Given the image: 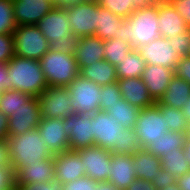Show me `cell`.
I'll list each match as a JSON object with an SVG mask.
<instances>
[{"label":"cell","instance_id":"cell-33","mask_svg":"<svg viewBox=\"0 0 190 190\" xmlns=\"http://www.w3.org/2000/svg\"><path fill=\"white\" fill-rule=\"evenodd\" d=\"M32 97L21 91L6 89L0 94V111L9 118L16 109L27 103Z\"/></svg>","mask_w":190,"mask_h":190},{"label":"cell","instance_id":"cell-42","mask_svg":"<svg viewBox=\"0 0 190 190\" xmlns=\"http://www.w3.org/2000/svg\"><path fill=\"white\" fill-rule=\"evenodd\" d=\"M98 181L84 176L69 183L62 184V190H96Z\"/></svg>","mask_w":190,"mask_h":190},{"label":"cell","instance_id":"cell-3","mask_svg":"<svg viewBox=\"0 0 190 190\" xmlns=\"http://www.w3.org/2000/svg\"><path fill=\"white\" fill-rule=\"evenodd\" d=\"M6 67L12 90L38 97L48 86L39 60L14 55Z\"/></svg>","mask_w":190,"mask_h":190},{"label":"cell","instance_id":"cell-10","mask_svg":"<svg viewBox=\"0 0 190 190\" xmlns=\"http://www.w3.org/2000/svg\"><path fill=\"white\" fill-rule=\"evenodd\" d=\"M71 31L79 38L94 36L97 31V0H88L66 7Z\"/></svg>","mask_w":190,"mask_h":190},{"label":"cell","instance_id":"cell-8","mask_svg":"<svg viewBox=\"0 0 190 190\" xmlns=\"http://www.w3.org/2000/svg\"><path fill=\"white\" fill-rule=\"evenodd\" d=\"M72 101L68 87L47 86L38 96L41 119L73 116Z\"/></svg>","mask_w":190,"mask_h":190},{"label":"cell","instance_id":"cell-34","mask_svg":"<svg viewBox=\"0 0 190 190\" xmlns=\"http://www.w3.org/2000/svg\"><path fill=\"white\" fill-rule=\"evenodd\" d=\"M155 105L163 114V118L166 121V129L187 134L190 125L183 116L182 110L167 105H160L158 102Z\"/></svg>","mask_w":190,"mask_h":190},{"label":"cell","instance_id":"cell-21","mask_svg":"<svg viewBox=\"0 0 190 190\" xmlns=\"http://www.w3.org/2000/svg\"><path fill=\"white\" fill-rule=\"evenodd\" d=\"M55 178L54 157L40 159L36 164L20 168L15 173V185L26 183H45Z\"/></svg>","mask_w":190,"mask_h":190},{"label":"cell","instance_id":"cell-13","mask_svg":"<svg viewBox=\"0 0 190 190\" xmlns=\"http://www.w3.org/2000/svg\"><path fill=\"white\" fill-rule=\"evenodd\" d=\"M137 51L146 64L171 68L173 70L180 60V56L174 51V47L171 46L168 38L161 36L148 44L139 46Z\"/></svg>","mask_w":190,"mask_h":190},{"label":"cell","instance_id":"cell-60","mask_svg":"<svg viewBox=\"0 0 190 190\" xmlns=\"http://www.w3.org/2000/svg\"><path fill=\"white\" fill-rule=\"evenodd\" d=\"M186 140L190 141V127H189V129L187 131V134H186Z\"/></svg>","mask_w":190,"mask_h":190},{"label":"cell","instance_id":"cell-43","mask_svg":"<svg viewBox=\"0 0 190 190\" xmlns=\"http://www.w3.org/2000/svg\"><path fill=\"white\" fill-rule=\"evenodd\" d=\"M62 182L57 179H51L45 183H26L23 185H16L17 190H62Z\"/></svg>","mask_w":190,"mask_h":190},{"label":"cell","instance_id":"cell-58","mask_svg":"<svg viewBox=\"0 0 190 190\" xmlns=\"http://www.w3.org/2000/svg\"><path fill=\"white\" fill-rule=\"evenodd\" d=\"M160 190H180V188H179V185L176 182V183H174V184H172V185H170V186H168L166 188H162Z\"/></svg>","mask_w":190,"mask_h":190},{"label":"cell","instance_id":"cell-4","mask_svg":"<svg viewBox=\"0 0 190 190\" xmlns=\"http://www.w3.org/2000/svg\"><path fill=\"white\" fill-rule=\"evenodd\" d=\"M9 147L10 166L16 173L20 168L36 164L43 158L53 155L47 149L44 139L37 128L21 135L10 136L7 139Z\"/></svg>","mask_w":190,"mask_h":190},{"label":"cell","instance_id":"cell-22","mask_svg":"<svg viewBox=\"0 0 190 190\" xmlns=\"http://www.w3.org/2000/svg\"><path fill=\"white\" fill-rule=\"evenodd\" d=\"M110 166L111 173L107 181L117 189L125 190L136 179L132 155L112 153Z\"/></svg>","mask_w":190,"mask_h":190},{"label":"cell","instance_id":"cell-35","mask_svg":"<svg viewBox=\"0 0 190 190\" xmlns=\"http://www.w3.org/2000/svg\"><path fill=\"white\" fill-rule=\"evenodd\" d=\"M104 60L108 61L113 66H117L120 61L127 57V54L132 50V46L125 43L124 40L113 38L104 40Z\"/></svg>","mask_w":190,"mask_h":190},{"label":"cell","instance_id":"cell-53","mask_svg":"<svg viewBox=\"0 0 190 190\" xmlns=\"http://www.w3.org/2000/svg\"><path fill=\"white\" fill-rule=\"evenodd\" d=\"M131 2L133 3L135 10L154 5V3L151 0H131Z\"/></svg>","mask_w":190,"mask_h":190},{"label":"cell","instance_id":"cell-26","mask_svg":"<svg viewBox=\"0 0 190 190\" xmlns=\"http://www.w3.org/2000/svg\"><path fill=\"white\" fill-rule=\"evenodd\" d=\"M97 14V31L94 36H97L102 40L119 38L120 27L122 26L124 19L110 12L108 9L101 7L98 1Z\"/></svg>","mask_w":190,"mask_h":190},{"label":"cell","instance_id":"cell-39","mask_svg":"<svg viewBox=\"0 0 190 190\" xmlns=\"http://www.w3.org/2000/svg\"><path fill=\"white\" fill-rule=\"evenodd\" d=\"M122 99L118 82L101 86L100 111H106Z\"/></svg>","mask_w":190,"mask_h":190},{"label":"cell","instance_id":"cell-38","mask_svg":"<svg viewBox=\"0 0 190 190\" xmlns=\"http://www.w3.org/2000/svg\"><path fill=\"white\" fill-rule=\"evenodd\" d=\"M99 5L108 9L115 15L127 19L134 11L135 7L131 0H97Z\"/></svg>","mask_w":190,"mask_h":190},{"label":"cell","instance_id":"cell-12","mask_svg":"<svg viewBox=\"0 0 190 190\" xmlns=\"http://www.w3.org/2000/svg\"><path fill=\"white\" fill-rule=\"evenodd\" d=\"M77 151L85 164L87 177L98 182L108 180L111 173V150L94 145Z\"/></svg>","mask_w":190,"mask_h":190},{"label":"cell","instance_id":"cell-28","mask_svg":"<svg viewBox=\"0 0 190 190\" xmlns=\"http://www.w3.org/2000/svg\"><path fill=\"white\" fill-rule=\"evenodd\" d=\"M79 75L93 81L99 86L117 82L116 66H113L106 60L98 61L96 64L88 67L79 68Z\"/></svg>","mask_w":190,"mask_h":190},{"label":"cell","instance_id":"cell-56","mask_svg":"<svg viewBox=\"0 0 190 190\" xmlns=\"http://www.w3.org/2000/svg\"><path fill=\"white\" fill-rule=\"evenodd\" d=\"M181 110L183 112V116L185 117V119L190 125V98L188 102H186V105H184Z\"/></svg>","mask_w":190,"mask_h":190},{"label":"cell","instance_id":"cell-17","mask_svg":"<svg viewBox=\"0 0 190 190\" xmlns=\"http://www.w3.org/2000/svg\"><path fill=\"white\" fill-rule=\"evenodd\" d=\"M54 7L48 0H13L16 25H36Z\"/></svg>","mask_w":190,"mask_h":190},{"label":"cell","instance_id":"cell-23","mask_svg":"<svg viewBox=\"0 0 190 190\" xmlns=\"http://www.w3.org/2000/svg\"><path fill=\"white\" fill-rule=\"evenodd\" d=\"M104 40L97 36L79 38L74 54L79 68L88 67L104 60Z\"/></svg>","mask_w":190,"mask_h":190},{"label":"cell","instance_id":"cell-50","mask_svg":"<svg viewBox=\"0 0 190 190\" xmlns=\"http://www.w3.org/2000/svg\"><path fill=\"white\" fill-rule=\"evenodd\" d=\"M10 165L9 147L7 140L0 141V166Z\"/></svg>","mask_w":190,"mask_h":190},{"label":"cell","instance_id":"cell-5","mask_svg":"<svg viewBox=\"0 0 190 190\" xmlns=\"http://www.w3.org/2000/svg\"><path fill=\"white\" fill-rule=\"evenodd\" d=\"M39 61L48 86L68 87L79 75V66L73 54L49 49Z\"/></svg>","mask_w":190,"mask_h":190},{"label":"cell","instance_id":"cell-20","mask_svg":"<svg viewBox=\"0 0 190 190\" xmlns=\"http://www.w3.org/2000/svg\"><path fill=\"white\" fill-rule=\"evenodd\" d=\"M122 98L138 109H144L155 105L144 81L139 78H125L117 81Z\"/></svg>","mask_w":190,"mask_h":190},{"label":"cell","instance_id":"cell-1","mask_svg":"<svg viewBox=\"0 0 190 190\" xmlns=\"http://www.w3.org/2000/svg\"><path fill=\"white\" fill-rule=\"evenodd\" d=\"M69 22L66 7L55 6L36 26L48 40L51 50L74 55L79 37L72 33Z\"/></svg>","mask_w":190,"mask_h":190},{"label":"cell","instance_id":"cell-16","mask_svg":"<svg viewBox=\"0 0 190 190\" xmlns=\"http://www.w3.org/2000/svg\"><path fill=\"white\" fill-rule=\"evenodd\" d=\"M37 129L53 156L69 150V136L64 129V119L43 118Z\"/></svg>","mask_w":190,"mask_h":190},{"label":"cell","instance_id":"cell-45","mask_svg":"<svg viewBox=\"0 0 190 190\" xmlns=\"http://www.w3.org/2000/svg\"><path fill=\"white\" fill-rule=\"evenodd\" d=\"M174 75L190 84V56L180 58L175 66Z\"/></svg>","mask_w":190,"mask_h":190},{"label":"cell","instance_id":"cell-59","mask_svg":"<svg viewBox=\"0 0 190 190\" xmlns=\"http://www.w3.org/2000/svg\"><path fill=\"white\" fill-rule=\"evenodd\" d=\"M155 5L170 4L172 0H151Z\"/></svg>","mask_w":190,"mask_h":190},{"label":"cell","instance_id":"cell-27","mask_svg":"<svg viewBox=\"0 0 190 190\" xmlns=\"http://www.w3.org/2000/svg\"><path fill=\"white\" fill-rule=\"evenodd\" d=\"M190 98V84L184 79L174 76L165 94L159 99L160 105H167L181 110Z\"/></svg>","mask_w":190,"mask_h":190},{"label":"cell","instance_id":"cell-18","mask_svg":"<svg viewBox=\"0 0 190 190\" xmlns=\"http://www.w3.org/2000/svg\"><path fill=\"white\" fill-rule=\"evenodd\" d=\"M55 162V179L69 183L86 176V167L77 150H66L53 156Z\"/></svg>","mask_w":190,"mask_h":190},{"label":"cell","instance_id":"cell-25","mask_svg":"<svg viewBox=\"0 0 190 190\" xmlns=\"http://www.w3.org/2000/svg\"><path fill=\"white\" fill-rule=\"evenodd\" d=\"M136 178L153 181L162 167L160 158L148 151L141 149L132 155Z\"/></svg>","mask_w":190,"mask_h":190},{"label":"cell","instance_id":"cell-40","mask_svg":"<svg viewBox=\"0 0 190 190\" xmlns=\"http://www.w3.org/2000/svg\"><path fill=\"white\" fill-rule=\"evenodd\" d=\"M174 51L181 57L190 56V28L181 34H177L173 38H168Z\"/></svg>","mask_w":190,"mask_h":190},{"label":"cell","instance_id":"cell-6","mask_svg":"<svg viewBox=\"0 0 190 190\" xmlns=\"http://www.w3.org/2000/svg\"><path fill=\"white\" fill-rule=\"evenodd\" d=\"M14 54L40 60L50 49L49 42L36 25H18L13 31Z\"/></svg>","mask_w":190,"mask_h":190},{"label":"cell","instance_id":"cell-14","mask_svg":"<svg viewBox=\"0 0 190 190\" xmlns=\"http://www.w3.org/2000/svg\"><path fill=\"white\" fill-rule=\"evenodd\" d=\"M64 129L69 136V150H78L94 146L91 115L74 113L64 119Z\"/></svg>","mask_w":190,"mask_h":190},{"label":"cell","instance_id":"cell-24","mask_svg":"<svg viewBox=\"0 0 190 190\" xmlns=\"http://www.w3.org/2000/svg\"><path fill=\"white\" fill-rule=\"evenodd\" d=\"M158 21L160 36L164 38H173L189 29L171 3L158 4Z\"/></svg>","mask_w":190,"mask_h":190},{"label":"cell","instance_id":"cell-52","mask_svg":"<svg viewBox=\"0 0 190 190\" xmlns=\"http://www.w3.org/2000/svg\"><path fill=\"white\" fill-rule=\"evenodd\" d=\"M180 190H190V171L177 179Z\"/></svg>","mask_w":190,"mask_h":190},{"label":"cell","instance_id":"cell-37","mask_svg":"<svg viewBox=\"0 0 190 190\" xmlns=\"http://www.w3.org/2000/svg\"><path fill=\"white\" fill-rule=\"evenodd\" d=\"M16 27L13 0H0V34H13Z\"/></svg>","mask_w":190,"mask_h":190},{"label":"cell","instance_id":"cell-31","mask_svg":"<svg viewBox=\"0 0 190 190\" xmlns=\"http://www.w3.org/2000/svg\"><path fill=\"white\" fill-rule=\"evenodd\" d=\"M161 166L177 180L190 171L184 149L173 150L160 157Z\"/></svg>","mask_w":190,"mask_h":190},{"label":"cell","instance_id":"cell-46","mask_svg":"<svg viewBox=\"0 0 190 190\" xmlns=\"http://www.w3.org/2000/svg\"><path fill=\"white\" fill-rule=\"evenodd\" d=\"M177 180L168 173L166 170H164L162 167L159 170V175L156 176L155 179H153L152 183L154 187L157 190H160L162 188H166L174 183H176Z\"/></svg>","mask_w":190,"mask_h":190},{"label":"cell","instance_id":"cell-9","mask_svg":"<svg viewBox=\"0 0 190 190\" xmlns=\"http://www.w3.org/2000/svg\"><path fill=\"white\" fill-rule=\"evenodd\" d=\"M134 131L138 136L141 149L145 150L151 143L164 137V133L168 129H166V121L163 118V114L154 105L139 110Z\"/></svg>","mask_w":190,"mask_h":190},{"label":"cell","instance_id":"cell-54","mask_svg":"<svg viewBox=\"0 0 190 190\" xmlns=\"http://www.w3.org/2000/svg\"><path fill=\"white\" fill-rule=\"evenodd\" d=\"M96 190H120L108 181L98 182Z\"/></svg>","mask_w":190,"mask_h":190},{"label":"cell","instance_id":"cell-32","mask_svg":"<svg viewBox=\"0 0 190 190\" xmlns=\"http://www.w3.org/2000/svg\"><path fill=\"white\" fill-rule=\"evenodd\" d=\"M139 110L122 98L119 103L110 106L105 112L117 119L123 128L134 129Z\"/></svg>","mask_w":190,"mask_h":190},{"label":"cell","instance_id":"cell-62","mask_svg":"<svg viewBox=\"0 0 190 190\" xmlns=\"http://www.w3.org/2000/svg\"><path fill=\"white\" fill-rule=\"evenodd\" d=\"M7 190H17V186L15 185V186L11 187L10 189H7Z\"/></svg>","mask_w":190,"mask_h":190},{"label":"cell","instance_id":"cell-51","mask_svg":"<svg viewBox=\"0 0 190 190\" xmlns=\"http://www.w3.org/2000/svg\"><path fill=\"white\" fill-rule=\"evenodd\" d=\"M9 118L0 111V141L8 139Z\"/></svg>","mask_w":190,"mask_h":190},{"label":"cell","instance_id":"cell-29","mask_svg":"<svg viewBox=\"0 0 190 190\" xmlns=\"http://www.w3.org/2000/svg\"><path fill=\"white\" fill-rule=\"evenodd\" d=\"M185 140V133L168 130L164 133V137L151 143L145 150L160 158L173 150L183 148Z\"/></svg>","mask_w":190,"mask_h":190},{"label":"cell","instance_id":"cell-15","mask_svg":"<svg viewBox=\"0 0 190 190\" xmlns=\"http://www.w3.org/2000/svg\"><path fill=\"white\" fill-rule=\"evenodd\" d=\"M40 108L38 97H32L27 103L13 112L8 120V137L21 135L34 130L40 123Z\"/></svg>","mask_w":190,"mask_h":190},{"label":"cell","instance_id":"cell-61","mask_svg":"<svg viewBox=\"0 0 190 190\" xmlns=\"http://www.w3.org/2000/svg\"><path fill=\"white\" fill-rule=\"evenodd\" d=\"M50 2H52L55 6H57V0H48Z\"/></svg>","mask_w":190,"mask_h":190},{"label":"cell","instance_id":"cell-36","mask_svg":"<svg viewBox=\"0 0 190 190\" xmlns=\"http://www.w3.org/2000/svg\"><path fill=\"white\" fill-rule=\"evenodd\" d=\"M139 150H141V145L134 129L124 128L120 132L119 144H116L111 152L122 155H133Z\"/></svg>","mask_w":190,"mask_h":190},{"label":"cell","instance_id":"cell-49","mask_svg":"<svg viewBox=\"0 0 190 190\" xmlns=\"http://www.w3.org/2000/svg\"><path fill=\"white\" fill-rule=\"evenodd\" d=\"M11 81L5 63H0V91L10 89Z\"/></svg>","mask_w":190,"mask_h":190},{"label":"cell","instance_id":"cell-2","mask_svg":"<svg viewBox=\"0 0 190 190\" xmlns=\"http://www.w3.org/2000/svg\"><path fill=\"white\" fill-rule=\"evenodd\" d=\"M158 5L135 10L120 27L119 39L137 49L160 37Z\"/></svg>","mask_w":190,"mask_h":190},{"label":"cell","instance_id":"cell-55","mask_svg":"<svg viewBox=\"0 0 190 190\" xmlns=\"http://www.w3.org/2000/svg\"><path fill=\"white\" fill-rule=\"evenodd\" d=\"M88 0H57V6L67 7L68 5L78 4Z\"/></svg>","mask_w":190,"mask_h":190},{"label":"cell","instance_id":"cell-41","mask_svg":"<svg viewBox=\"0 0 190 190\" xmlns=\"http://www.w3.org/2000/svg\"><path fill=\"white\" fill-rule=\"evenodd\" d=\"M13 34H0V63H7L14 56Z\"/></svg>","mask_w":190,"mask_h":190},{"label":"cell","instance_id":"cell-57","mask_svg":"<svg viewBox=\"0 0 190 190\" xmlns=\"http://www.w3.org/2000/svg\"><path fill=\"white\" fill-rule=\"evenodd\" d=\"M183 149L185 153V158L187 159V162L190 166V141L185 140Z\"/></svg>","mask_w":190,"mask_h":190},{"label":"cell","instance_id":"cell-19","mask_svg":"<svg viewBox=\"0 0 190 190\" xmlns=\"http://www.w3.org/2000/svg\"><path fill=\"white\" fill-rule=\"evenodd\" d=\"M174 70L162 66L146 64L141 76L147 90L155 102L165 94L171 79L174 77Z\"/></svg>","mask_w":190,"mask_h":190},{"label":"cell","instance_id":"cell-30","mask_svg":"<svg viewBox=\"0 0 190 190\" xmlns=\"http://www.w3.org/2000/svg\"><path fill=\"white\" fill-rule=\"evenodd\" d=\"M146 62L142 59L137 49L133 48L127 57L116 66L117 80L125 78H139L142 76Z\"/></svg>","mask_w":190,"mask_h":190},{"label":"cell","instance_id":"cell-11","mask_svg":"<svg viewBox=\"0 0 190 190\" xmlns=\"http://www.w3.org/2000/svg\"><path fill=\"white\" fill-rule=\"evenodd\" d=\"M93 124L94 145L112 150L119 144L120 132L124 129L118 120L105 111H97L91 115Z\"/></svg>","mask_w":190,"mask_h":190},{"label":"cell","instance_id":"cell-48","mask_svg":"<svg viewBox=\"0 0 190 190\" xmlns=\"http://www.w3.org/2000/svg\"><path fill=\"white\" fill-rule=\"evenodd\" d=\"M125 190H157L152 181L136 178Z\"/></svg>","mask_w":190,"mask_h":190},{"label":"cell","instance_id":"cell-47","mask_svg":"<svg viewBox=\"0 0 190 190\" xmlns=\"http://www.w3.org/2000/svg\"><path fill=\"white\" fill-rule=\"evenodd\" d=\"M171 5L174 6L176 11L190 28V0H172Z\"/></svg>","mask_w":190,"mask_h":190},{"label":"cell","instance_id":"cell-44","mask_svg":"<svg viewBox=\"0 0 190 190\" xmlns=\"http://www.w3.org/2000/svg\"><path fill=\"white\" fill-rule=\"evenodd\" d=\"M15 186V172L10 166H0V190H7Z\"/></svg>","mask_w":190,"mask_h":190},{"label":"cell","instance_id":"cell-7","mask_svg":"<svg viewBox=\"0 0 190 190\" xmlns=\"http://www.w3.org/2000/svg\"><path fill=\"white\" fill-rule=\"evenodd\" d=\"M73 113L93 115L100 111L101 86L78 75L68 86Z\"/></svg>","mask_w":190,"mask_h":190}]
</instances>
